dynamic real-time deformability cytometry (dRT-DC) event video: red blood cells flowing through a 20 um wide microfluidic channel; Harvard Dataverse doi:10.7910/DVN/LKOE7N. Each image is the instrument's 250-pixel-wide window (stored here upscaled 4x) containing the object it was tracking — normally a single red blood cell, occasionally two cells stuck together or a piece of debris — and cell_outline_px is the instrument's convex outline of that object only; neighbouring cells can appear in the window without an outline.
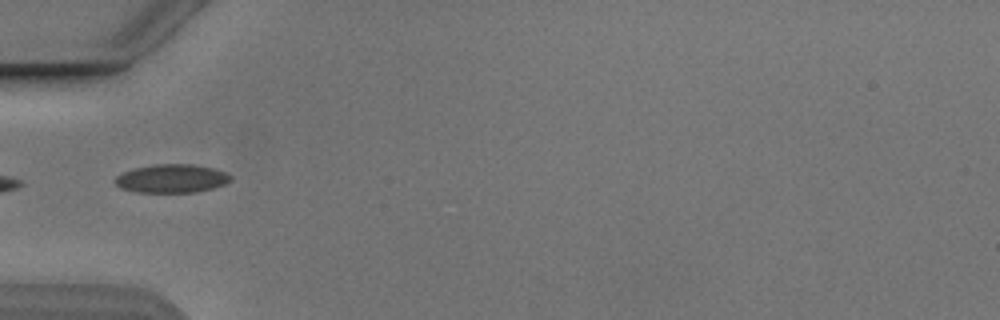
{"species": "Egyptian fruit bat (a non-hibernating species)", "species_latin": "Rousettus aegyptiacus", "temperature_condition": "cold", "stored_images_in_passage": 10, "camera_frame_rate_fps": 3000, "um_per_image_px": 0.085, "animal": {"sex": "male"}, "frame": {"image": 1, "passage_image": 1, "time_ms": 0.0, "image_size_px": [1000, 320], "cell_outline_px": [[232, 180], [224, 184], [212, 188], [196, 192], [136, 192], [120, 188], [112, 180], [116, 176], [124, 172], [136, 168], [156, 164], [192, 164], [212, 168], [224, 172], [232, 176]], "centroid_in_image_um": [14.58, 15.18], "position_along_channel_um": 70.4, "area_um2": 19.07}}
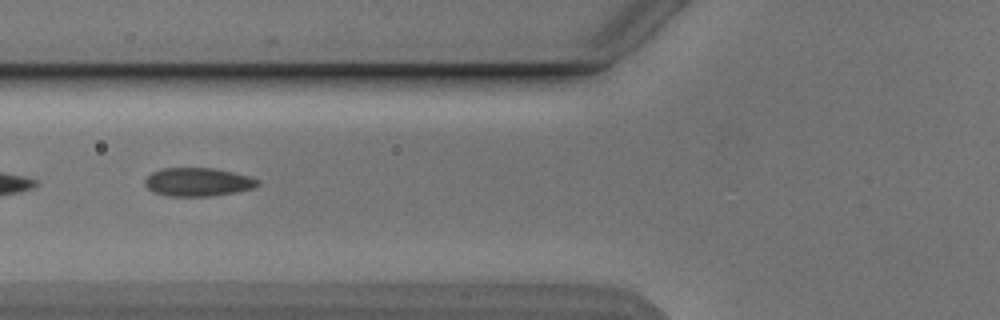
{"frame": {"image": 2, "passage_image": 4, "time_ms": 1.0, "image_size_px": [1000, 320], "cell_outline_px": [[260, 184], [252, 188], [236, 192], [212, 196], [168, 196], [152, 192], [144, 184], [144, 180], [152, 172], [164, 168], [216, 168], [248, 176], [260, 180]], "centroid_in_image_um": [16.81, 15.47], "position_along_channel_um": 109.0, "area_um2": 18.73}}